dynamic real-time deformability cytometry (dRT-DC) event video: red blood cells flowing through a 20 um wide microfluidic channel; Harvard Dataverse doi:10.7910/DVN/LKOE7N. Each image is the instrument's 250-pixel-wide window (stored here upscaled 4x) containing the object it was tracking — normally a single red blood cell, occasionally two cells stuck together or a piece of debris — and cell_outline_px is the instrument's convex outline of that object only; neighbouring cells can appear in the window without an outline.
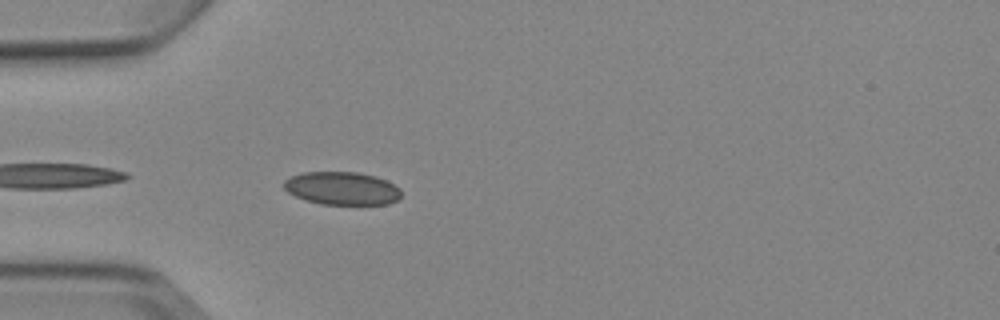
{"species": "Egyptian fruit bat (a non-hibernating species)", "species_latin": "Rousettus aegyptiacus", "temperature_condition": "cold", "stored_images_in_passage": 4, "camera_frame_rate_fps": 3000, "um_per_image_px": 0.085, "animal": {"sex": "female"}, "frame": {"image": 1, "passage_image": 4, "time_ms": 3.333, "image_size_px": [1000, 320], "cell_outline_px": [[400, 196], [396, 200], [388, 204], [320, 204], [296, 196], [288, 192], [284, 188], [284, 180], [292, 176], [304, 172], [356, 172], [376, 176], [400, 188]], "centroid_in_image_um": [29.06, 16.0], "position_along_channel_um": 55.9, "area_um2": 22.31}}